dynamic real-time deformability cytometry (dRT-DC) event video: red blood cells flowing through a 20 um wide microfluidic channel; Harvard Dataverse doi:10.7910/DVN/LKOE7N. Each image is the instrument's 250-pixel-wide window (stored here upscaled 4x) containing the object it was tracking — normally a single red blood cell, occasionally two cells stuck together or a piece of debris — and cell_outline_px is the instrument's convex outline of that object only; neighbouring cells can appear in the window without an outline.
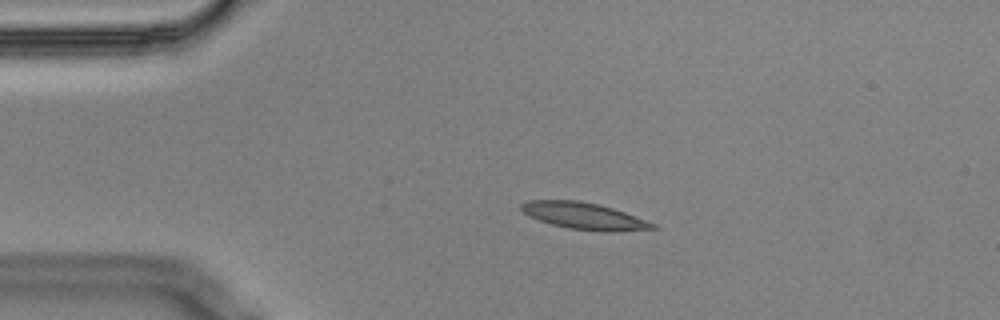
{"species": "Egyptian fruit bat (a non-hibernating species)", "species_latin": "Rousettus aegyptiacus", "temperature_condition": "cold", "stored_images_in_passage": 5, "camera_frame_rate_fps": 3000, "um_per_image_px": 0.085, "animal": {"sex": "male"}, "frame": {"image": 1, "passage_image": 4, "time_ms": 1.0, "image_size_px": [1000, 320], "cell_outline_px": [[660, 228], [612, 232], [608, 232], [568, 228], [552, 224], [528, 216], [520, 208], [520, 204], [528, 200], [580, 200], [612, 208], [624, 212], [656, 224]], "centroid_in_image_um": [49.64, 18.35], "position_along_channel_um": 35.4, "area_um2": 20.35}}